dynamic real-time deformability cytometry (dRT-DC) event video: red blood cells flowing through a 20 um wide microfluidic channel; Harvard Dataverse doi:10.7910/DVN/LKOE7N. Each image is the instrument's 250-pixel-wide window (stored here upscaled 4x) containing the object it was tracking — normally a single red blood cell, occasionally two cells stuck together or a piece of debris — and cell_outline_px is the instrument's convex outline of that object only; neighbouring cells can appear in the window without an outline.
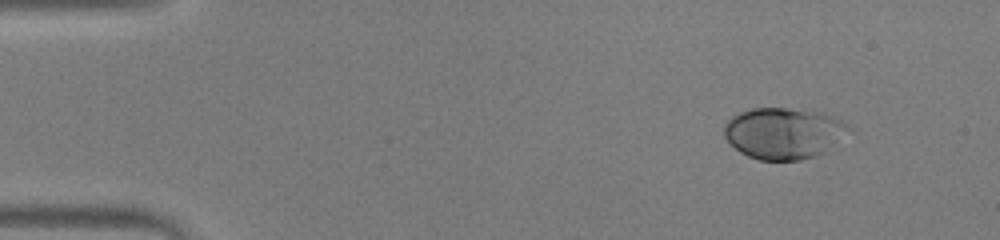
{"species": "human", "species_latin": "Homo sapiens", "temperature_condition": "warm", "stored_images_in_passage": 44, "camera_frame_rate_fps": 3000, "um_per_image_px": 0.085, "donor": {"sex": "male"}, "frame": {"image": 1, "passage_image": 1, "time_ms": 0.0, "image_size_px": [1000, 240], "cell_outline_px": [[856, 132], [824, 152], [816, 156], [800, 160], [760, 160], [748, 156], [740, 152], [724, 136], [724, 124], [732, 116], [740, 112], [752, 108], [784, 108], [824, 112], [848, 124]], "centroid_in_image_um": [66.7, 11.32], "position_along_channel_um": 18.3, "area_um2": 37.8}}
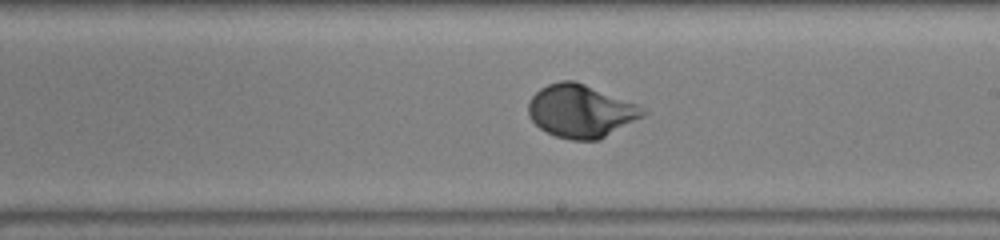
{"frame": {"image": 2, "passage_image": 24, "time_ms": 7.667, "image_size_px": [1000, 240], "cell_outline_px": [[648, 112], [644, 116], [600, 140], [572, 140], [556, 136], [540, 128], [528, 116], [528, 104], [532, 96], [540, 88], [548, 84], [560, 80], [576, 80], [636, 104]], "centroid_in_image_um": [49.36, 9.44], "position_along_channel_um": 239.6, "area_um2": 35.32}}
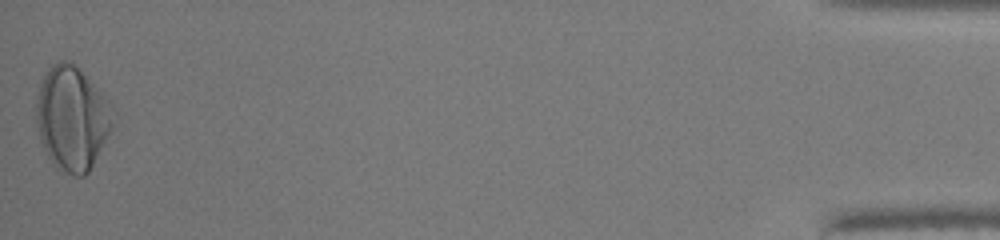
{"frame": {"image": 3, "passage_image": 44, "time_ms": 14.333, "image_size_px": [1000, 240], "cell_outline_px": [[116, 112], [112, 128], [108, 136], [88, 172], [84, 176], [72, 176], [60, 172], [56, 168], [48, 156], [40, 140], [36, 120], [36, 96], [40, 84], [48, 68], [52, 64], [60, 60], [72, 60], [112, 104]], "centroid_in_image_um": [6.13, 10.04], "position_along_channel_um": 429.1, "area_um2": 46.99}, "authors_computed_cell_mechanics": {"area_um2": 34.7378, "velocity_mm_per_s": 4.2543, "shape_relaxation_time_tau1_ms": 2.1842, "shape_relaxation_time_tau2_ms": null, "deformation_change_tau1": 0.1684, "deformation_change_tau2": null}}